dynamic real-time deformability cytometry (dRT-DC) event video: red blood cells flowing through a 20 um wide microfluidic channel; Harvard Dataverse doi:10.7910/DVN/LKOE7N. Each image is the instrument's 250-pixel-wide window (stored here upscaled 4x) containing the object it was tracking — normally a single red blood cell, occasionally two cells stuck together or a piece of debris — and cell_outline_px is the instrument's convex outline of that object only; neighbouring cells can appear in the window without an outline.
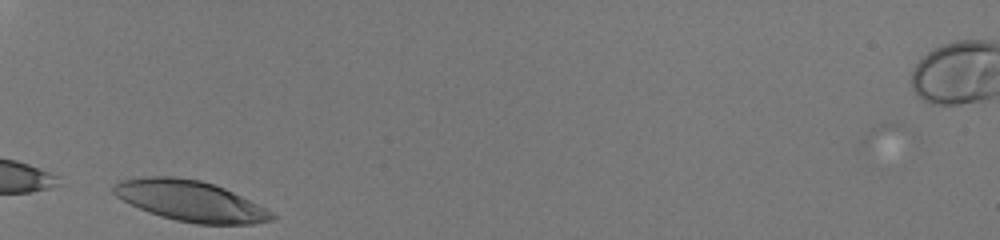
{"species": "human", "species_latin": "Homo sapiens", "temperature_condition": "room temperature", "stored_images_in_passage": 14, "camera_frame_rate_fps": 3000, "um_per_image_px": 0.085, "donor": {"sex": "male"}, "frame": {"image": 1, "passage_image": 1, "time_ms": 0.0, "image_size_px": [1000, 240], "cell_outline_px": [[280, 216], [272, 220], [252, 224], [196, 224], [176, 220], [160, 216], [148, 212], [116, 196], [112, 192], [112, 188], [120, 180], [148, 176], [172, 176], [200, 180], [224, 188]], "centroid_in_image_um": [16.18, 17.08], "position_along_channel_um": 68.8, "area_um2": 37.11}}
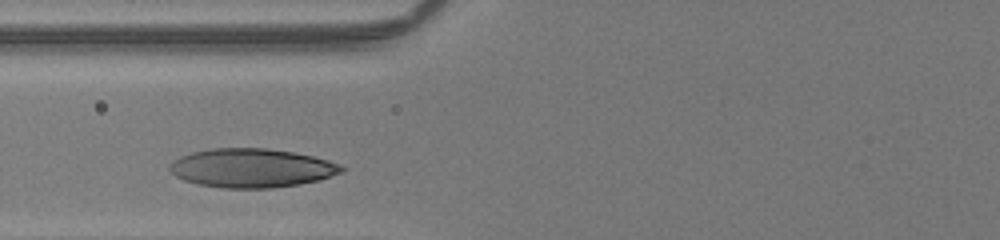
{"frame": {"image": 2, "passage_image": 5, "time_ms": 1.333, "image_size_px": [1000, 240], "cell_outline_px": [[348, 168], [344, 172], [320, 180], [300, 184], [272, 188], [220, 188], [196, 184], [184, 180], [176, 176], [168, 168], [168, 164], [172, 160], [180, 156], [192, 152], [212, 148], [264, 148], [292, 152], [312, 156], [328, 160], [340, 164]], "centroid_in_image_um": [21.39, 14.29], "position_along_channel_um": 104.4, "area_um2": 39.3}}
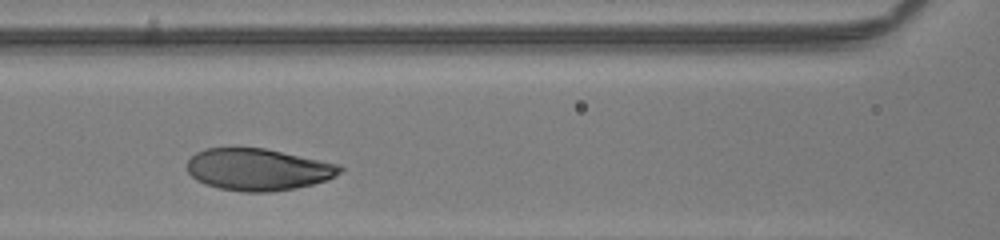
{"frame": {"image": 3, "passage_image": 8, "time_ms": 2.333, "image_size_px": [1000, 240], "cell_outline_px": [[344, 168], [340, 172], [328, 180], [312, 184], [292, 188], [268, 192], [244, 192], [220, 188], [204, 184], [196, 180], [188, 172], [188, 160], [196, 152], [204, 148], [264, 148], [340, 164]], "centroid_in_image_um": [21.93, 14.4], "position_along_channel_um": 144.7, "area_um2": 37.17}}